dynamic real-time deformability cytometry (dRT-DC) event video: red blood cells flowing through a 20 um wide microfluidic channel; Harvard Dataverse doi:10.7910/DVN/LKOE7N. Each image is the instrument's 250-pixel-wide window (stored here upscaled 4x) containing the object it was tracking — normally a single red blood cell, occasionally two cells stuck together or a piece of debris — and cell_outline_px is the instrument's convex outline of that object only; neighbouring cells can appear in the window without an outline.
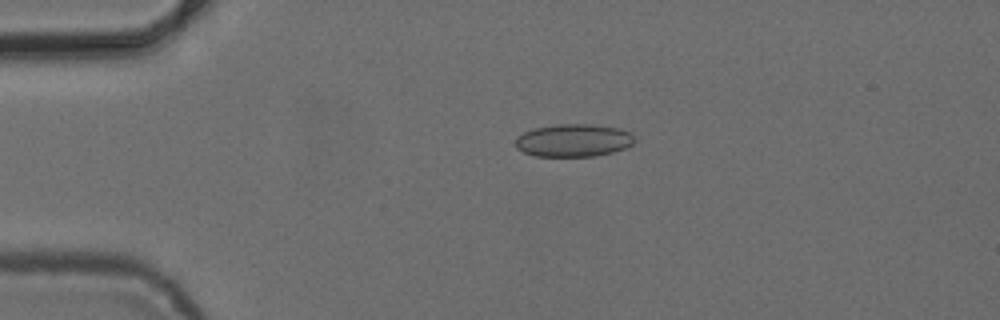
{"species": "common noctule bat (a hibernating species)", "species_latin": "Nyctalus noctula", "temperature_condition": "cold", "stored_images_in_passage": 3, "camera_frame_rate_fps": 3000, "um_per_image_px": 0.085, "animal": {"sex": "female", "body_mass_g": 24.6, "forearm_length_mm": 56.2}, "frame": {"image": 1, "passage_image": 2, "time_ms": 1.333, "image_size_px": [1000, 320], "cell_outline_px": [[636, 140], [632, 144], [624, 148], [612, 152], [596, 156], [536, 156], [524, 152], [516, 148], [516, 140], [524, 132], [532, 128], [556, 124], [592, 124], [620, 128], [632, 132]], "centroid_in_image_um": [48.78, 11.92], "position_along_channel_um": 36.2, "area_um2": 22.83}}